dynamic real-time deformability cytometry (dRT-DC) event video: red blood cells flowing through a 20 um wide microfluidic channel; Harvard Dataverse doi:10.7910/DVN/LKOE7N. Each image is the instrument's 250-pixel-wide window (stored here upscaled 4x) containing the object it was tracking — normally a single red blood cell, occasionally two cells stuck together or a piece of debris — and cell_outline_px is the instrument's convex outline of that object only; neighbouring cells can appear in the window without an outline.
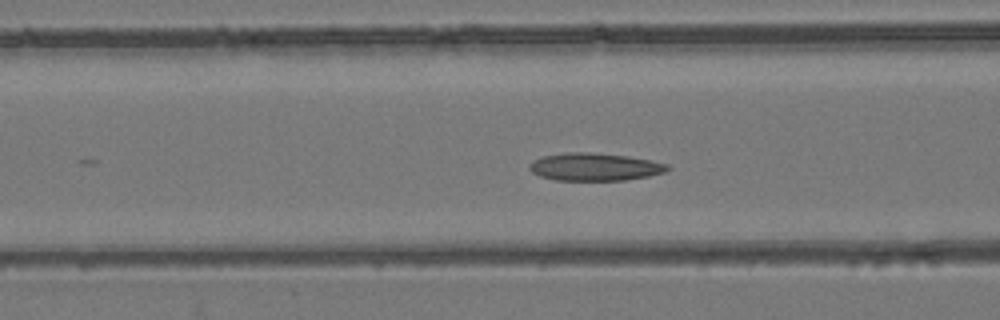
{"species": "common noctule bat (a hibernating species)", "species_latin": "Nyctalus noctula", "temperature_condition": "room temperature", "stored_images_in_passage": 45, "camera_frame_rate_fps": 3000, "um_per_image_px": 0.085, "animal": {"sex": "female", "body_mass_g": 24.6, "forearm_length_mm": 56.2}, "frame": {"image": 1, "passage_image": 22, "time_ms": 7.0, "image_size_px": [1000, 320], "cell_outline_px": [[672, 168], [664, 172], [648, 176], [624, 180], [556, 180], [540, 176], [532, 172], [528, 168], [528, 164], [532, 160], [544, 156], [568, 152], [588, 152], [628, 156], [652, 160], [668, 164]], "centroid_in_image_um": [50.55, 14.18], "position_along_channel_um": 116.0, "area_um2": 22.31}}
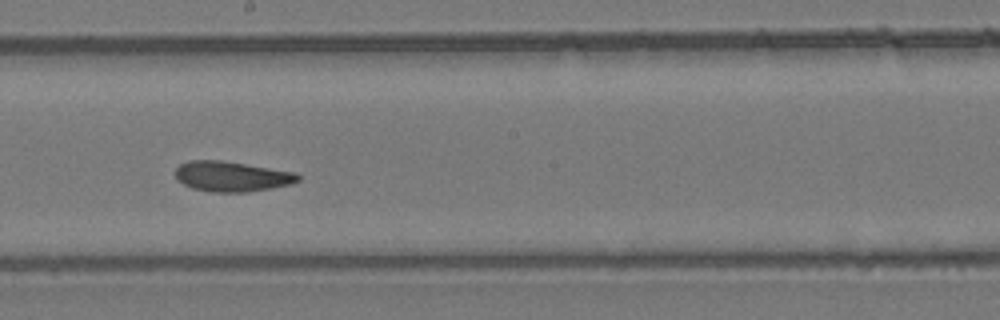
{"frame": {"image": 2, "passage_image": 31, "time_ms": 10.0, "image_size_px": [1000, 320], "cell_outline_px": [[300, 180], [292, 184], [272, 188], [248, 192], [212, 192], [192, 188], [176, 180], [176, 168], [180, 164], [188, 160], [220, 160], [296, 172], [300, 176]], "centroid_in_image_um": [19.7, 15.0], "position_along_channel_um": 228.5, "area_um2": 21.68}}
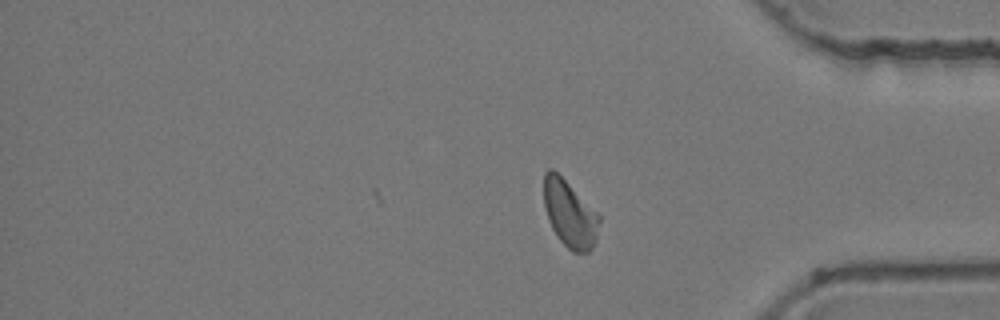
{"frame": {"image": 3, "passage_image": 45, "time_ms": 14.667, "image_size_px": [1000, 320], "cell_outline_px": [[600, 224], [596, 240], [592, 248], [588, 252], [572, 252], [556, 236], [552, 228], [544, 204], [544, 172], [548, 168], [552, 168], [600, 216]], "centroid_in_image_um": [48.42, 18.21], "position_along_channel_um": 386.8, "area_um2": 21.15}, "authors_computed_cell_mechanics": {"area_um2": 21.9062, "velocity_mm_per_s": 3.7423, "shape_relaxation_time_tau1_ms": null, "shape_relaxation_time_tau2_ms": 3.0314, "deformation_change_tau1": null, "deformation_change_tau2": 0.0933}}